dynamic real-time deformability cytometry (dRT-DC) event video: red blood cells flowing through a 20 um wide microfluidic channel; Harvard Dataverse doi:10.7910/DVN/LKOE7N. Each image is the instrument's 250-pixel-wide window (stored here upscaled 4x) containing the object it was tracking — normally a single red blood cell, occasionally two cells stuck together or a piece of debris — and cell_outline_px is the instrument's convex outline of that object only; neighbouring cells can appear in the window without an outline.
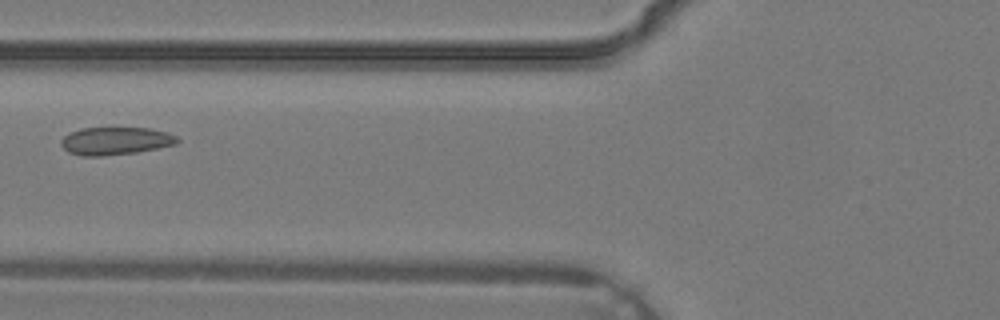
{"species": "common noctule bat (a hibernating species)", "species_latin": "Nyctalus noctula", "temperature_condition": "warm", "stored_images_in_passage": 2, "camera_frame_rate_fps": 3000, "um_per_image_px": 0.085, "animal": {"sex": "male", "body_mass_g": 19.2, "forearm_length_mm": 51.8}, "frame": {"image": 1, "passage_image": 2, "time_ms": 0.333, "image_size_px": [1000, 320], "cell_outline_px": [[180, 140], [176, 144], [136, 152], [104, 156], [80, 156], [68, 152], [60, 144], [60, 140], [68, 132], [80, 128], [148, 128], [168, 132], [176, 136]], "centroid_in_image_um": [9.77, 11.98], "position_along_channel_um": 116.0, "area_um2": 18.9}}